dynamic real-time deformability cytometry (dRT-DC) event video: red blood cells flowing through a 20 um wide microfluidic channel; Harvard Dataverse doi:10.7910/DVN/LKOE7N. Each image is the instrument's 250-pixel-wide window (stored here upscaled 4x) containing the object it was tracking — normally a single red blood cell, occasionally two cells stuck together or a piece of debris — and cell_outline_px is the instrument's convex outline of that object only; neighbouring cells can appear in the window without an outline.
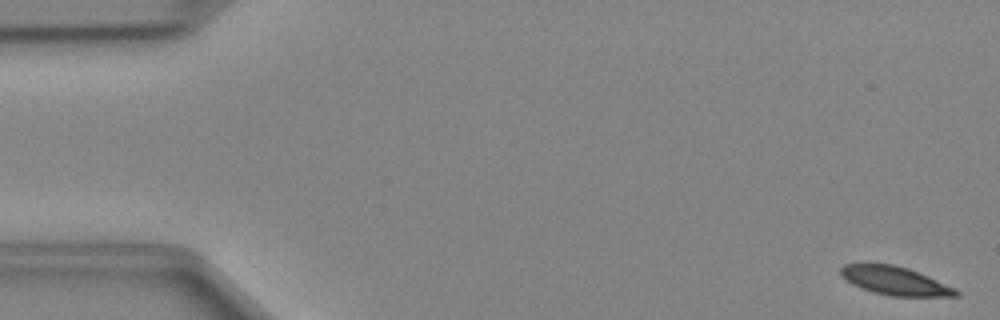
{"species": "Egyptian fruit bat (a non-hibernating species)", "species_latin": "Rousettus aegyptiacus", "temperature_condition": "cold", "stored_images_in_passage": 48, "camera_frame_rate_fps": 3000, "um_per_image_px": 0.085, "animal": {"sex": "female"}, "frame": {"image": 1, "passage_image": 1, "time_ms": 0.0, "image_size_px": [1000, 320], "cell_outline_px": [[960, 296], [892, 296], [872, 292], [852, 284], [840, 276], [840, 268], [844, 264], [892, 264], [908, 268], [928, 276], [956, 288], [960, 292]], "centroid_in_image_um": [76.08, 23.87], "position_along_channel_um": 8.9, "area_um2": 19.07}}
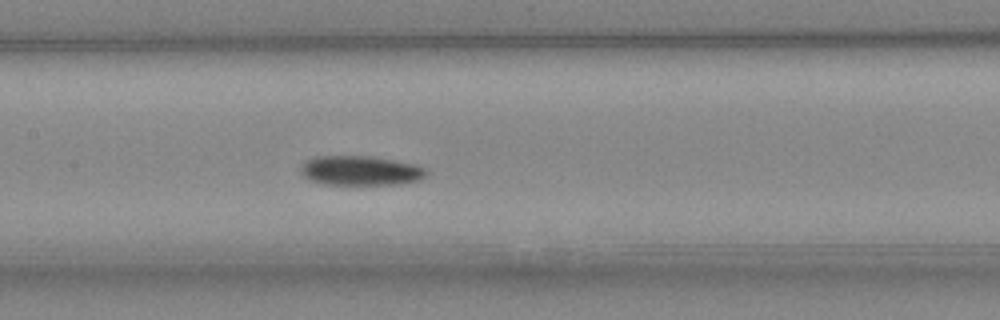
{"frame": {"image": 2, "passage_image": 23, "time_ms": 7.333, "image_size_px": [1000, 320], "cell_outline_px": [[428, 172], [420, 180], [400, 184], [324, 184], [308, 180], [300, 172], [300, 168], [308, 160], [316, 156], [372, 156], [412, 164], [424, 168]], "centroid_in_image_um": [30.62, 14.51], "position_along_channel_um": 176.8, "area_um2": 21.44}}
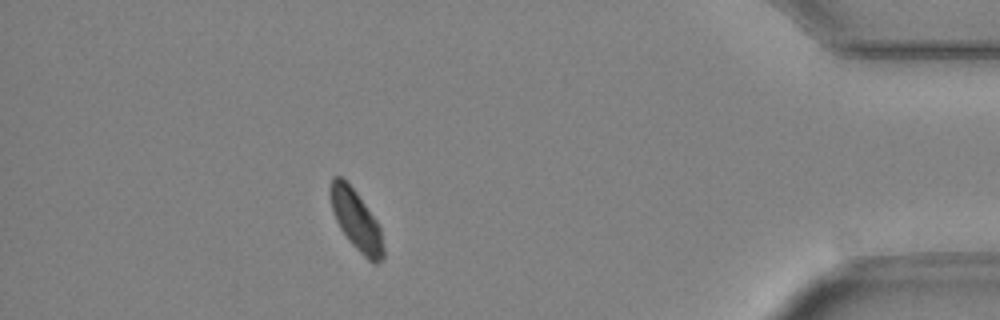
{"frame": {"image": 3, "passage_image": 43, "time_ms": 14.0, "image_size_px": [1000, 320], "cell_outline_px": [[384, 260], [376, 264], [372, 264], [348, 240], [340, 228], [332, 212], [328, 192], [328, 188], [332, 176], [340, 176], [356, 192], [376, 220], [380, 228], [384, 248]], "centroid_in_image_um": [30.25, 18.73], "position_along_channel_um": 404.9, "area_um2": 18.73}}